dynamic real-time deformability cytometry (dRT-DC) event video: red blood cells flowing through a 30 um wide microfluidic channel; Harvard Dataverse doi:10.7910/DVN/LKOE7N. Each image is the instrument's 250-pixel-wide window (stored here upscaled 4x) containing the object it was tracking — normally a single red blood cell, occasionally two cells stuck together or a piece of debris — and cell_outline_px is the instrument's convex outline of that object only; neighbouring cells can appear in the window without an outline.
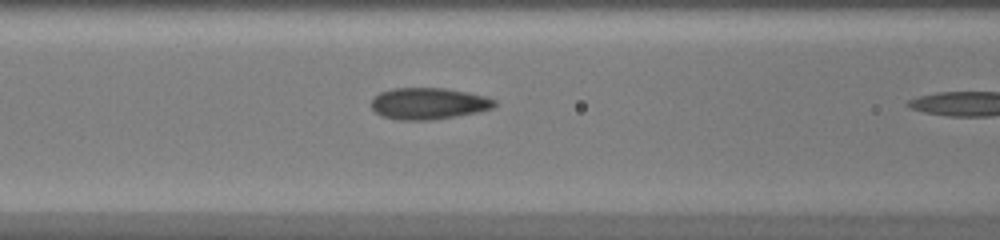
{"species": "common noctule bat (a hibernating species)", "species_latin": "Nyctalus noctula", "temperature_condition": "warm", "stored_images_in_passage": 6, "camera_frame_rate_fps": 3000, "um_per_image_px": 0.085, "animal": {"sex": "female", "body_mass_g": 20.0, "forearm_length_mm": 54.0}, "frame": {"image": 1, "passage_image": 5, "time_ms": 1.333, "image_size_px": [1000, 240], "cell_outline_px": [[496, 104], [492, 108], [476, 112], [456, 116], [432, 120], [400, 120], [384, 116], [376, 112], [372, 108], [372, 100], [380, 92], [392, 88], [444, 88], [468, 92], [484, 96], [496, 100]], "centroid_in_image_um": [36.43, 8.79], "position_along_channel_um": 130.2, "area_um2": 22.48}}